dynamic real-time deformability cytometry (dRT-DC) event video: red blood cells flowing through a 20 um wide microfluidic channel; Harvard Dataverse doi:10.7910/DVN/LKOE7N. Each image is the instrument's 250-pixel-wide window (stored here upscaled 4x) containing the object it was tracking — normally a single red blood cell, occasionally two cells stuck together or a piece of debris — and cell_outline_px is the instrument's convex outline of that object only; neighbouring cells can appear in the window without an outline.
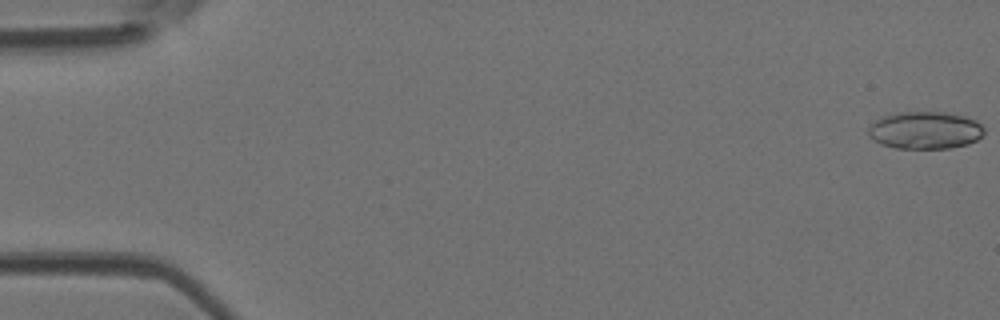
{"species": "Egyptian fruit bat (a non-hibernating species)", "species_latin": "Rousettus aegyptiacus", "temperature_condition": "room temperature", "stored_images_in_passage": 22, "camera_frame_rate_fps": 3000, "um_per_image_px": 0.085, "animal": {"sex": "female"}, "frame": {"image": 1, "passage_image": 1, "time_ms": 0.0, "image_size_px": [1000, 320], "cell_outline_px": [[984, 132], [976, 140], [968, 144], [948, 148], [896, 148], [880, 144], [868, 136], [868, 124], [880, 116], [896, 112], [948, 112], [964, 116], [976, 120], [984, 128]], "centroid_in_image_um": [78.58, 11.06], "position_along_channel_um": 6.4, "area_um2": 25.55}}
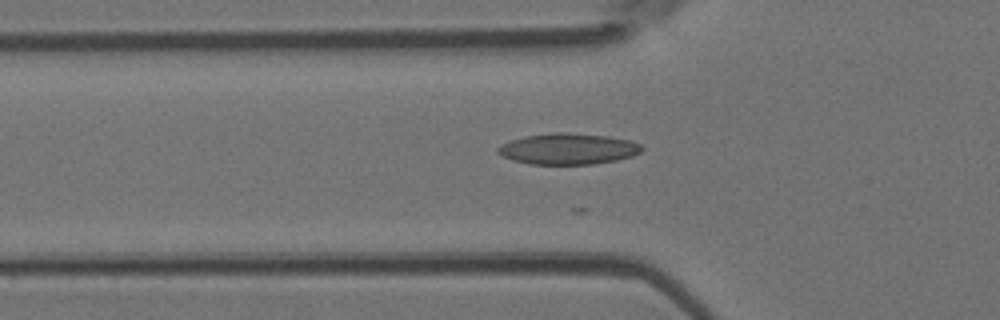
{"frame": {"image": 2, "passage_image": 17, "time_ms": 5.333, "image_size_px": [1000, 320], "cell_outline_px": [[644, 148], [640, 152], [632, 156], [616, 160], [592, 164], [532, 164], [512, 160], [500, 156], [496, 152], [496, 148], [512, 140], [524, 136], [552, 132], [568, 132], [608, 136], [628, 140], [640, 144]], "centroid_in_image_um": [48.27, 12.65], "position_along_channel_um": 77.5, "area_um2": 26.07}}
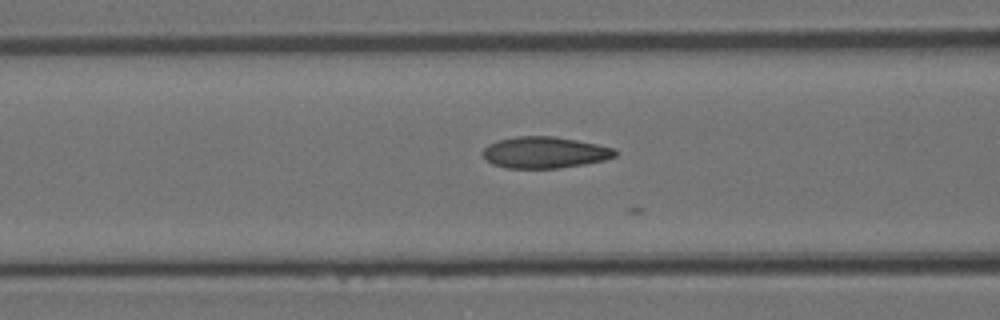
{"frame": {"image": 3, "passage_image": 20, "time_ms": 6.333, "image_size_px": [1000, 320], "cell_outline_px": [[620, 152], [616, 156], [604, 160], [584, 164], [560, 168], [504, 168], [492, 164], [480, 152], [488, 144], [496, 140], [516, 136], [552, 136], [576, 140], [616, 148]], "centroid_in_image_um": [46.3, 12.96], "position_along_channel_um": 120.3, "area_um2": 24.45}}